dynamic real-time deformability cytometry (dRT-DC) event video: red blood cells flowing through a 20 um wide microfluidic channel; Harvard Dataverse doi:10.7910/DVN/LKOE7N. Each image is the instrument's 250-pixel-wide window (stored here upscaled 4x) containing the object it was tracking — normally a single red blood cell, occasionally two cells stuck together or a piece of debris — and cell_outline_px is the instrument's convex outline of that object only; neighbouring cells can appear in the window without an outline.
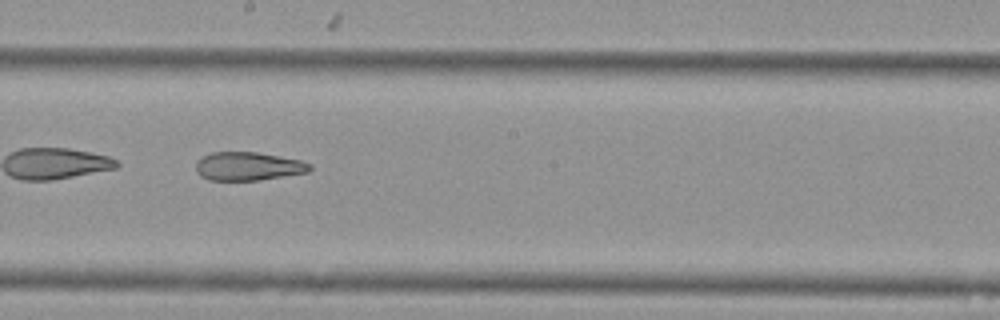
{"species": "Egyptian fruit bat (a non-hibernating species)", "species_latin": "Rousettus aegyptiacus", "temperature_condition": "cold", "stored_images_in_passage": 37, "camera_frame_rate_fps": 3000, "um_per_image_px": 0.085, "animal": {"sex": "female"}, "frame": {"image": 1, "passage_image": 16, "time_ms": 5.0, "image_size_px": [1000, 320], "cell_outline_px": [[312, 168], [308, 172], [260, 180], [208, 180], [200, 176], [196, 172], [196, 160], [200, 156], [212, 152], [256, 152], [300, 160], [312, 164]], "centroid_in_image_um": [21.05, 14.13], "position_along_channel_um": 227.1, "area_um2": 19.02}, "authors_computed_cell_mechanics": {"area_um2": 21.0392, "velocity_mm_per_s": 3.6946, "shape_relaxation_time_tau1_ms": null, "shape_relaxation_time_tau2_ms": 2.1988, "deformation_change_tau1": null, "deformation_change_tau2": 0.1079}}